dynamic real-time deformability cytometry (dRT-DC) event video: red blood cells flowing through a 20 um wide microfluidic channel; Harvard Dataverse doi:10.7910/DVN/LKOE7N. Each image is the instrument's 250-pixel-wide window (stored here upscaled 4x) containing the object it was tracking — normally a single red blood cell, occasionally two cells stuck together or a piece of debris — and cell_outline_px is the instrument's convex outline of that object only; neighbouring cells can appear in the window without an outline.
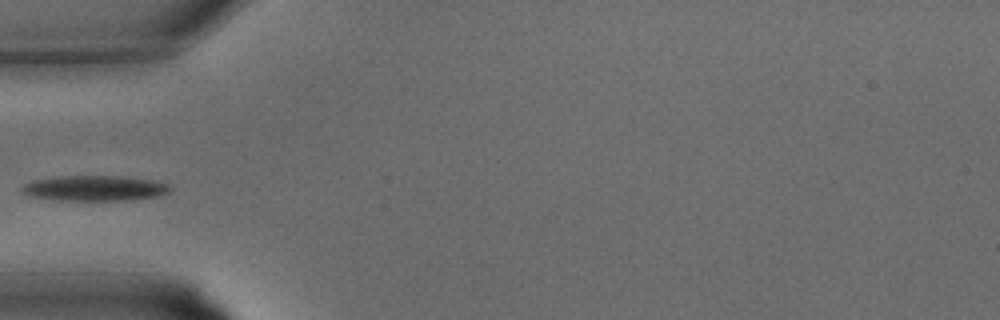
{"species": "common noctule bat (a hibernating species)", "species_latin": "Nyctalus noctula", "temperature_condition": "warm", "stored_images_in_passage": 23, "camera_frame_rate_fps": 3000, "um_per_image_px": 0.085, "animal": {"sex": "male", "body_mass_g": 15.6}, "frame": {"image": 1, "passage_image": 1, "time_ms": 0.0, "image_size_px": [1000, 320], "cell_outline_px": [[172, 188], [168, 192], [156, 196], [124, 200], [64, 200], [32, 196], [24, 192], [20, 188], [24, 184], [36, 180], [60, 176], [120, 176], [152, 180], [168, 184]], "centroid_in_image_um": [8.07, 15.99], "position_along_channel_um": 76.9, "area_um2": 21.39}}
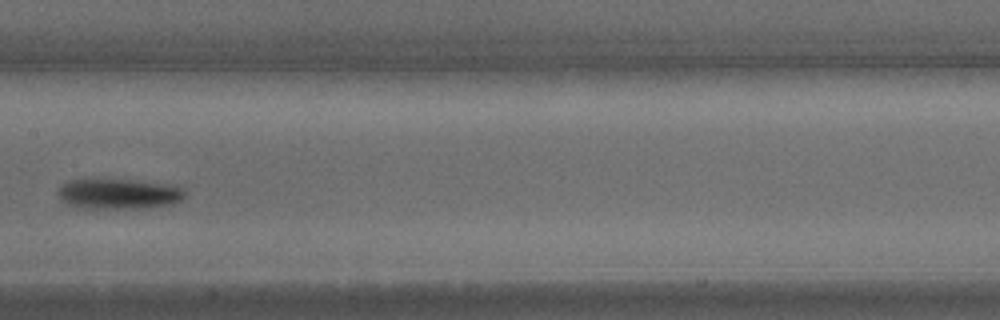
{"frame": {"image": 2, "passage_image": 7, "time_ms": 2.0, "image_size_px": [1000, 320], "cell_outline_px": [[184, 196], [180, 200], [172, 204], [112, 208], [80, 208], [68, 204], [60, 200], [60, 184], [72, 180], [132, 180], [168, 184], [180, 188], [184, 192]], "centroid_in_image_um": [10.03, 16.47], "position_along_channel_um": 197.4, "area_um2": 21.56}}
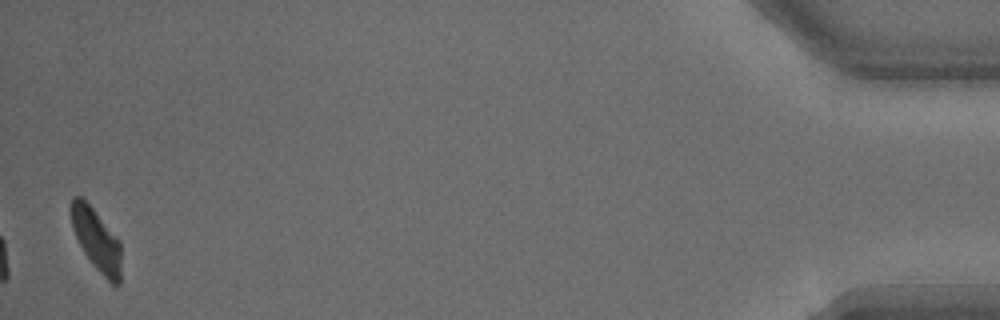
{"frame": {"image": 3, "passage_image": 23, "time_ms": 7.333, "image_size_px": [1000, 320], "cell_outline_px": [[120, 284], [112, 284], [96, 268], [84, 252], [76, 236], [72, 224], [68, 208], [72, 196], [80, 196], [92, 208], [120, 240]], "centroid_in_image_um": [8.18, 20.34], "position_along_channel_um": 427.0, "area_um2": 17.86}}